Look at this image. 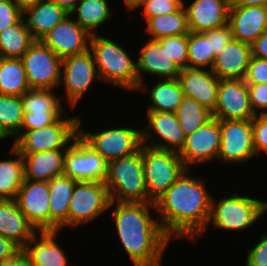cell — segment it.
Masks as SVG:
<instances>
[{
	"label": "cell",
	"instance_id": "obj_15",
	"mask_svg": "<svg viewBox=\"0 0 267 266\" xmlns=\"http://www.w3.org/2000/svg\"><path fill=\"white\" fill-rule=\"evenodd\" d=\"M141 127L142 144L151 148L179 153L185 144L183 129L175 113L146 111Z\"/></svg>",
	"mask_w": 267,
	"mask_h": 266
},
{
	"label": "cell",
	"instance_id": "obj_23",
	"mask_svg": "<svg viewBox=\"0 0 267 266\" xmlns=\"http://www.w3.org/2000/svg\"><path fill=\"white\" fill-rule=\"evenodd\" d=\"M228 24L233 39L252 45L267 30L264 6L230 5Z\"/></svg>",
	"mask_w": 267,
	"mask_h": 266
},
{
	"label": "cell",
	"instance_id": "obj_1",
	"mask_svg": "<svg viewBox=\"0 0 267 266\" xmlns=\"http://www.w3.org/2000/svg\"><path fill=\"white\" fill-rule=\"evenodd\" d=\"M194 173L187 168L154 203L160 226L172 243L182 238L193 242L209 221L213 194L206 179Z\"/></svg>",
	"mask_w": 267,
	"mask_h": 266
},
{
	"label": "cell",
	"instance_id": "obj_55",
	"mask_svg": "<svg viewBox=\"0 0 267 266\" xmlns=\"http://www.w3.org/2000/svg\"><path fill=\"white\" fill-rule=\"evenodd\" d=\"M265 11H266V20H267V5L264 6Z\"/></svg>",
	"mask_w": 267,
	"mask_h": 266
},
{
	"label": "cell",
	"instance_id": "obj_54",
	"mask_svg": "<svg viewBox=\"0 0 267 266\" xmlns=\"http://www.w3.org/2000/svg\"><path fill=\"white\" fill-rule=\"evenodd\" d=\"M7 140V138L0 132V142H4V141H6Z\"/></svg>",
	"mask_w": 267,
	"mask_h": 266
},
{
	"label": "cell",
	"instance_id": "obj_49",
	"mask_svg": "<svg viewBox=\"0 0 267 266\" xmlns=\"http://www.w3.org/2000/svg\"><path fill=\"white\" fill-rule=\"evenodd\" d=\"M2 266H35L32 259L25 252L24 249H20L12 258H10Z\"/></svg>",
	"mask_w": 267,
	"mask_h": 266
},
{
	"label": "cell",
	"instance_id": "obj_36",
	"mask_svg": "<svg viewBox=\"0 0 267 266\" xmlns=\"http://www.w3.org/2000/svg\"><path fill=\"white\" fill-rule=\"evenodd\" d=\"M24 115L21 97L0 94V132L11 141L20 134Z\"/></svg>",
	"mask_w": 267,
	"mask_h": 266
},
{
	"label": "cell",
	"instance_id": "obj_38",
	"mask_svg": "<svg viewBox=\"0 0 267 266\" xmlns=\"http://www.w3.org/2000/svg\"><path fill=\"white\" fill-rule=\"evenodd\" d=\"M210 40L202 32H189L187 67L211 70L215 60Z\"/></svg>",
	"mask_w": 267,
	"mask_h": 266
},
{
	"label": "cell",
	"instance_id": "obj_30",
	"mask_svg": "<svg viewBox=\"0 0 267 266\" xmlns=\"http://www.w3.org/2000/svg\"><path fill=\"white\" fill-rule=\"evenodd\" d=\"M69 13L52 0H43L23 11L27 27L35 41L43 37Z\"/></svg>",
	"mask_w": 267,
	"mask_h": 266
},
{
	"label": "cell",
	"instance_id": "obj_21",
	"mask_svg": "<svg viewBox=\"0 0 267 266\" xmlns=\"http://www.w3.org/2000/svg\"><path fill=\"white\" fill-rule=\"evenodd\" d=\"M183 0L190 32H204L228 24V0Z\"/></svg>",
	"mask_w": 267,
	"mask_h": 266
},
{
	"label": "cell",
	"instance_id": "obj_20",
	"mask_svg": "<svg viewBox=\"0 0 267 266\" xmlns=\"http://www.w3.org/2000/svg\"><path fill=\"white\" fill-rule=\"evenodd\" d=\"M142 47L138 49L136 69L139 84L151 76L157 79H177L181 68L170 59L166 47H162L158 40L146 37L142 41ZM147 75V77L145 76Z\"/></svg>",
	"mask_w": 267,
	"mask_h": 266
},
{
	"label": "cell",
	"instance_id": "obj_18",
	"mask_svg": "<svg viewBox=\"0 0 267 266\" xmlns=\"http://www.w3.org/2000/svg\"><path fill=\"white\" fill-rule=\"evenodd\" d=\"M15 201L37 232L50 231L49 182L25 179Z\"/></svg>",
	"mask_w": 267,
	"mask_h": 266
},
{
	"label": "cell",
	"instance_id": "obj_9",
	"mask_svg": "<svg viewBox=\"0 0 267 266\" xmlns=\"http://www.w3.org/2000/svg\"><path fill=\"white\" fill-rule=\"evenodd\" d=\"M96 81L101 82L90 50L62 59L59 89H64L61 95L65 98L62 96L60 98L63 103L68 105V109L76 111L82 98L90 90L92 91L91 86L97 85L94 83Z\"/></svg>",
	"mask_w": 267,
	"mask_h": 266
},
{
	"label": "cell",
	"instance_id": "obj_37",
	"mask_svg": "<svg viewBox=\"0 0 267 266\" xmlns=\"http://www.w3.org/2000/svg\"><path fill=\"white\" fill-rule=\"evenodd\" d=\"M175 114L185 136L192 134L212 118L210 110L187 96H184Z\"/></svg>",
	"mask_w": 267,
	"mask_h": 266
},
{
	"label": "cell",
	"instance_id": "obj_29",
	"mask_svg": "<svg viewBox=\"0 0 267 266\" xmlns=\"http://www.w3.org/2000/svg\"><path fill=\"white\" fill-rule=\"evenodd\" d=\"M67 149L35 152L23 157L25 179L33 181H51L63 175L64 156Z\"/></svg>",
	"mask_w": 267,
	"mask_h": 266
},
{
	"label": "cell",
	"instance_id": "obj_26",
	"mask_svg": "<svg viewBox=\"0 0 267 266\" xmlns=\"http://www.w3.org/2000/svg\"><path fill=\"white\" fill-rule=\"evenodd\" d=\"M145 82L140 83L137 89V92H143L144 95L149 97L145 111L175 113L184 98L178 79H159L158 81L155 80L156 83L150 86L147 85L149 83ZM146 92L147 94H145Z\"/></svg>",
	"mask_w": 267,
	"mask_h": 266
},
{
	"label": "cell",
	"instance_id": "obj_46",
	"mask_svg": "<svg viewBox=\"0 0 267 266\" xmlns=\"http://www.w3.org/2000/svg\"><path fill=\"white\" fill-rule=\"evenodd\" d=\"M247 85L254 114H267V83Z\"/></svg>",
	"mask_w": 267,
	"mask_h": 266
},
{
	"label": "cell",
	"instance_id": "obj_50",
	"mask_svg": "<svg viewBox=\"0 0 267 266\" xmlns=\"http://www.w3.org/2000/svg\"><path fill=\"white\" fill-rule=\"evenodd\" d=\"M122 1L121 3L124 4L122 5V7L125 8L124 11H129V15L131 12L133 13L136 12V10H138L143 3V0H122Z\"/></svg>",
	"mask_w": 267,
	"mask_h": 266
},
{
	"label": "cell",
	"instance_id": "obj_41",
	"mask_svg": "<svg viewBox=\"0 0 267 266\" xmlns=\"http://www.w3.org/2000/svg\"><path fill=\"white\" fill-rule=\"evenodd\" d=\"M253 139L255 153L258 156L261 154L267 155V114L256 115L252 119Z\"/></svg>",
	"mask_w": 267,
	"mask_h": 266
},
{
	"label": "cell",
	"instance_id": "obj_28",
	"mask_svg": "<svg viewBox=\"0 0 267 266\" xmlns=\"http://www.w3.org/2000/svg\"><path fill=\"white\" fill-rule=\"evenodd\" d=\"M76 182L65 175L49 181L50 231L64 232L68 227L69 203Z\"/></svg>",
	"mask_w": 267,
	"mask_h": 266
},
{
	"label": "cell",
	"instance_id": "obj_52",
	"mask_svg": "<svg viewBox=\"0 0 267 266\" xmlns=\"http://www.w3.org/2000/svg\"><path fill=\"white\" fill-rule=\"evenodd\" d=\"M63 8L67 13H70L80 0H52Z\"/></svg>",
	"mask_w": 267,
	"mask_h": 266
},
{
	"label": "cell",
	"instance_id": "obj_42",
	"mask_svg": "<svg viewBox=\"0 0 267 266\" xmlns=\"http://www.w3.org/2000/svg\"><path fill=\"white\" fill-rule=\"evenodd\" d=\"M254 244L247 249L245 266H267V231L262 232Z\"/></svg>",
	"mask_w": 267,
	"mask_h": 266
},
{
	"label": "cell",
	"instance_id": "obj_40",
	"mask_svg": "<svg viewBox=\"0 0 267 266\" xmlns=\"http://www.w3.org/2000/svg\"><path fill=\"white\" fill-rule=\"evenodd\" d=\"M183 5V0H143L138 10L142 18H151L177 11Z\"/></svg>",
	"mask_w": 267,
	"mask_h": 266
},
{
	"label": "cell",
	"instance_id": "obj_10",
	"mask_svg": "<svg viewBox=\"0 0 267 266\" xmlns=\"http://www.w3.org/2000/svg\"><path fill=\"white\" fill-rule=\"evenodd\" d=\"M109 204V192L104 182H76L69 203L68 228L76 229L100 219L105 212L109 213Z\"/></svg>",
	"mask_w": 267,
	"mask_h": 266
},
{
	"label": "cell",
	"instance_id": "obj_5",
	"mask_svg": "<svg viewBox=\"0 0 267 266\" xmlns=\"http://www.w3.org/2000/svg\"><path fill=\"white\" fill-rule=\"evenodd\" d=\"M104 183L108 189L110 201L148 203L142 145L132 155L107 162V175Z\"/></svg>",
	"mask_w": 267,
	"mask_h": 266
},
{
	"label": "cell",
	"instance_id": "obj_8",
	"mask_svg": "<svg viewBox=\"0 0 267 266\" xmlns=\"http://www.w3.org/2000/svg\"><path fill=\"white\" fill-rule=\"evenodd\" d=\"M143 172L148 203H155L187 169L177 152L142 144Z\"/></svg>",
	"mask_w": 267,
	"mask_h": 266
},
{
	"label": "cell",
	"instance_id": "obj_47",
	"mask_svg": "<svg viewBox=\"0 0 267 266\" xmlns=\"http://www.w3.org/2000/svg\"><path fill=\"white\" fill-rule=\"evenodd\" d=\"M21 248L12 240L0 235V266L4 265L12 258Z\"/></svg>",
	"mask_w": 267,
	"mask_h": 266
},
{
	"label": "cell",
	"instance_id": "obj_53",
	"mask_svg": "<svg viewBox=\"0 0 267 266\" xmlns=\"http://www.w3.org/2000/svg\"><path fill=\"white\" fill-rule=\"evenodd\" d=\"M20 7L22 11H25L27 8L37 5L43 0H14Z\"/></svg>",
	"mask_w": 267,
	"mask_h": 266
},
{
	"label": "cell",
	"instance_id": "obj_25",
	"mask_svg": "<svg viewBox=\"0 0 267 266\" xmlns=\"http://www.w3.org/2000/svg\"><path fill=\"white\" fill-rule=\"evenodd\" d=\"M251 55L250 45L232 39L215 57L211 71L219 79H244Z\"/></svg>",
	"mask_w": 267,
	"mask_h": 266
},
{
	"label": "cell",
	"instance_id": "obj_17",
	"mask_svg": "<svg viewBox=\"0 0 267 266\" xmlns=\"http://www.w3.org/2000/svg\"><path fill=\"white\" fill-rule=\"evenodd\" d=\"M255 116L244 79H220L212 117L218 120H250Z\"/></svg>",
	"mask_w": 267,
	"mask_h": 266
},
{
	"label": "cell",
	"instance_id": "obj_7",
	"mask_svg": "<svg viewBox=\"0 0 267 266\" xmlns=\"http://www.w3.org/2000/svg\"><path fill=\"white\" fill-rule=\"evenodd\" d=\"M69 114V115H68ZM79 116L65 112L54 123L40 129L21 130L12 140L13 145L25 156L35 152L67 149L79 135Z\"/></svg>",
	"mask_w": 267,
	"mask_h": 266
},
{
	"label": "cell",
	"instance_id": "obj_32",
	"mask_svg": "<svg viewBox=\"0 0 267 266\" xmlns=\"http://www.w3.org/2000/svg\"><path fill=\"white\" fill-rule=\"evenodd\" d=\"M9 149L8 159H0V200H15L25 180L23 157L13 145Z\"/></svg>",
	"mask_w": 267,
	"mask_h": 266
},
{
	"label": "cell",
	"instance_id": "obj_44",
	"mask_svg": "<svg viewBox=\"0 0 267 266\" xmlns=\"http://www.w3.org/2000/svg\"><path fill=\"white\" fill-rule=\"evenodd\" d=\"M23 17V11L14 0L0 1V32L16 24Z\"/></svg>",
	"mask_w": 267,
	"mask_h": 266
},
{
	"label": "cell",
	"instance_id": "obj_22",
	"mask_svg": "<svg viewBox=\"0 0 267 266\" xmlns=\"http://www.w3.org/2000/svg\"><path fill=\"white\" fill-rule=\"evenodd\" d=\"M177 79L184 96L194 98L211 112L214 111L220 79L211 70L182 68Z\"/></svg>",
	"mask_w": 267,
	"mask_h": 266
},
{
	"label": "cell",
	"instance_id": "obj_19",
	"mask_svg": "<svg viewBox=\"0 0 267 266\" xmlns=\"http://www.w3.org/2000/svg\"><path fill=\"white\" fill-rule=\"evenodd\" d=\"M91 36L87 30L68 15L56 24L41 42L63 59L89 50Z\"/></svg>",
	"mask_w": 267,
	"mask_h": 266
},
{
	"label": "cell",
	"instance_id": "obj_51",
	"mask_svg": "<svg viewBox=\"0 0 267 266\" xmlns=\"http://www.w3.org/2000/svg\"><path fill=\"white\" fill-rule=\"evenodd\" d=\"M231 5H238V6H265V5H267V0H233Z\"/></svg>",
	"mask_w": 267,
	"mask_h": 266
},
{
	"label": "cell",
	"instance_id": "obj_14",
	"mask_svg": "<svg viewBox=\"0 0 267 266\" xmlns=\"http://www.w3.org/2000/svg\"><path fill=\"white\" fill-rule=\"evenodd\" d=\"M63 175L77 182H104L107 161L78 135L66 150Z\"/></svg>",
	"mask_w": 267,
	"mask_h": 266
},
{
	"label": "cell",
	"instance_id": "obj_4",
	"mask_svg": "<svg viewBox=\"0 0 267 266\" xmlns=\"http://www.w3.org/2000/svg\"><path fill=\"white\" fill-rule=\"evenodd\" d=\"M109 37V38H108ZM110 36L94 34L90 39V47L101 83L110 84L123 91H137L138 77L136 59L132 52L117 43Z\"/></svg>",
	"mask_w": 267,
	"mask_h": 266
},
{
	"label": "cell",
	"instance_id": "obj_6",
	"mask_svg": "<svg viewBox=\"0 0 267 266\" xmlns=\"http://www.w3.org/2000/svg\"><path fill=\"white\" fill-rule=\"evenodd\" d=\"M82 119L80 114L79 136L107 162L132 155L142 145L141 125L133 126V124L130 125L125 120L127 125L125 122L120 124L118 121L117 125H114V123L111 125L108 124V127L106 126V128H102L101 130L90 128L91 130L89 131L83 126Z\"/></svg>",
	"mask_w": 267,
	"mask_h": 266
},
{
	"label": "cell",
	"instance_id": "obj_12",
	"mask_svg": "<svg viewBox=\"0 0 267 266\" xmlns=\"http://www.w3.org/2000/svg\"><path fill=\"white\" fill-rule=\"evenodd\" d=\"M221 142L217 162L226 165L247 164L257 156L252 119L220 120Z\"/></svg>",
	"mask_w": 267,
	"mask_h": 266
},
{
	"label": "cell",
	"instance_id": "obj_27",
	"mask_svg": "<svg viewBox=\"0 0 267 266\" xmlns=\"http://www.w3.org/2000/svg\"><path fill=\"white\" fill-rule=\"evenodd\" d=\"M36 233L15 200H0V235L23 249Z\"/></svg>",
	"mask_w": 267,
	"mask_h": 266
},
{
	"label": "cell",
	"instance_id": "obj_39",
	"mask_svg": "<svg viewBox=\"0 0 267 266\" xmlns=\"http://www.w3.org/2000/svg\"><path fill=\"white\" fill-rule=\"evenodd\" d=\"M162 47L181 69L187 67L188 35L169 36L158 40Z\"/></svg>",
	"mask_w": 267,
	"mask_h": 266
},
{
	"label": "cell",
	"instance_id": "obj_31",
	"mask_svg": "<svg viewBox=\"0 0 267 266\" xmlns=\"http://www.w3.org/2000/svg\"><path fill=\"white\" fill-rule=\"evenodd\" d=\"M109 0H80L69 15L91 35L112 20L115 9L112 10ZM114 11V12H113ZM99 28V29H98Z\"/></svg>",
	"mask_w": 267,
	"mask_h": 266
},
{
	"label": "cell",
	"instance_id": "obj_34",
	"mask_svg": "<svg viewBox=\"0 0 267 266\" xmlns=\"http://www.w3.org/2000/svg\"><path fill=\"white\" fill-rule=\"evenodd\" d=\"M35 42L24 17L0 32V57L21 58Z\"/></svg>",
	"mask_w": 267,
	"mask_h": 266
},
{
	"label": "cell",
	"instance_id": "obj_48",
	"mask_svg": "<svg viewBox=\"0 0 267 266\" xmlns=\"http://www.w3.org/2000/svg\"><path fill=\"white\" fill-rule=\"evenodd\" d=\"M252 55L267 60V30L251 45Z\"/></svg>",
	"mask_w": 267,
	"mask_h": 266
},
{
	"label": "cell",
	"instance_id": "obj_3",
	"mask_svg": "<svg viewBox=\"0 0 267 266\" xmlns=\"http://www.w3.org/2000/svg\"><path fill=\"white\" fill-rule=\"evenodd\" d=\"M238 190L227 191L226 193L229 195L225 193V196H220L219 199L215 196L216 194L213 195L206 229L193 241V244L206 234L205 232L209 230L210 226L214 230L219 229L222 232L225 230L228 233L229 231L238 233L244 230L248 232L249 228L260 223L263 215H267V200L264 201L263 198L259 199L254 194L248 195V193L243 191L241 193Z\"/></svg>",
	"mask_w": 267,
	"mask_h": 266
},
{
	"label": "cell",
	"instance_id": "obj_16",
	"mask_svg": "<svg viewBox=\"0 0 267 266\" xmlns=\"http://www.w3.org/2000/svg\"><path fill=\"white\" fill-rule=\"evenodd\" d=\"M221 142L220 120L212 117L195 132L186 136L185 144L178 153L187 168L216 162ZM215 160V161H214ZM196 165V166H195Z\"/></svg>",
	"mask_w": 267,
	"mask_h": 266
},
{
	"label": "cell",
	"instance_id": "obj_35",
	"mask_svg": "<svg viewBox=\"0 0 267 266\" xmlns=\"http://www.w3.org/2000/svg\"><path fill=\"white\" fill-rule=\"evenodd\" d=\"M29 89L22 60L0 57V94L21 97Z\"/></svg>",
	"mask_w": 267,
	"mask_h": 266
},
{
	"label": "cell",
	"instance_id": "obj_13",
	"mask_svg": "<svg viewBox=\"0 0 267 266\" xmlns=\"http://www.w3.org/2000/svg\"><path fill=\"white\" fill-rule=\"evenodd\" d=\"M54 92L51 89H29L21 96L24 108L21 130L44 128L54 123L66 111H74L64 106L58 96L60 92Z\"/></svg>",
	"mask_w": 267,
	"mask_h": 266
},
{
	"label": "cell",
	"instance_id": "obj_24",
	"mask_svg": "<svg viewBox=\"0 0 267 266\" xmlns=\"http://www.w3.org/2000/svg\"><path fill=\"white\" fill-rule=\"evenodd\" d=\"M59 231L37 232L23 248L35 266H71L60 245Z\"/></svg>",
	"mask_w": 267,
	"mask_h": 266
},
{
	"label": "cell",
	"instance_id": "obj_43",
	"mask_svg": "<svg viewBox=\"0 0 267 266\" xmlns=\"http://www.w3.org/2000/svg\"><path fill=\"white\" fill-rule=\"evenodd\" d=\"M210 40L211 51L217 56L233 39L229 24L202 32Z\"/></svg>",
	"mask_w": 267,
	"mask_h": 266
},
{
	"label": "cell",
	"instance_id": "obj_45",
	"mask_svg": "<svg viewBox=\"0 0 267 266\" xmlns=\"http://www.w3.org/2000/svg\"><path fill=\"white\" fill-rule=\"evenodd\" d=\"M244 81L247 84L267 83V60L251 55Z\"/></svg>",
	"mask_w": 267,
	"mask_h": 266
},
{
	"label": "cell",
	"instance_id": "obj_11",
	"mask_svg": "<svg viewBox=\"0 0 267 266\" xmlns=\"http://www.w3.org/2000/svg\"><path fill=\"white\" fill-rule=\"evenodd\" d=\"M20 59L31 89H59L62 58L41 41H35Z\"/></svg>",
	"mask_w": 267,
	"mask_h": 266
},
{
	"label": "cell",
	"instance_id": "obj_33",
	"mask_svg": "<svg viewBox=\"0 0 267 266\" xmlns=\"http://www.w3.org/2000/svg\"><path fill=\"white\" fill-rule=\"evenodd\" d=\"M140 19L145 21L143 30L149 39L160 40L169 36L188 35L190 32L183 5L175 12Z\"/></svg>",
	"mask_w": 267,
	"mask_h": 266
},
{
	"label": "cell",
	"instance_id": "obj_2",
	"mask_svg": "<svg viewBox=\"0 0 267 266\" xmlns=\"http://www.w3.org/2000/svg\"><path fill=\"white\" fill-rule=\"evenodd\" d=\"M108 210H111L110 218L116 228V239L119 238L117 241H120L125 257H129V263L133 266H162L163 256L172 240L160 226L155 205L110 201Z\"/></svg>",
	"mask_w": 267,
	"mask_h": 266
}]
</instances>
